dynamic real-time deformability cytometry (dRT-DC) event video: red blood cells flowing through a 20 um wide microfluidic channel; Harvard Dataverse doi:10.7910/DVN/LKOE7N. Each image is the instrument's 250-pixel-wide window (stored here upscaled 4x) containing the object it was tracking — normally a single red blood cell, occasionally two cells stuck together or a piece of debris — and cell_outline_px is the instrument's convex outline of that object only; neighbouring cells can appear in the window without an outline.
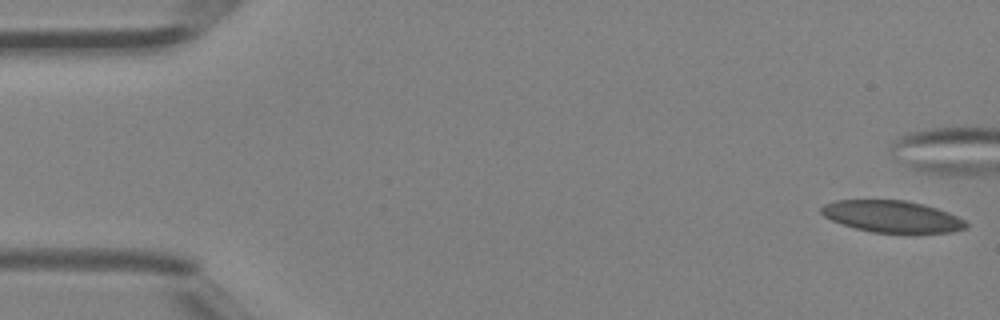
{"species": "Egyptian fruit bat (a non-hibernating species)", "species_latin": "Rousettus aegyptiacus", "temperature_condition": "room temperature", "stored_images_in_passage": 7, "camera_frame_rate_fps": 3000, "um_per_image_px": 0.085, "animal": {"sex": "female"}, "frame": {"image": 1, "passage_image": 1, "time_ms": 0.0, "image_size_px": [1000, 320], "cell_outline_px": [[968, 228], [952, 232], [872, 232], [856, 228], [832, 220], [824, 216], [820, 212], [820, 208], [824, 204], [836, 200], [904, 200], [924, 204], [948, 212], [964, 220], [968, 224]], "centroid_in_image_um": [75.83, 18.39], "position_along_channel_um": 9.2, "area_um2": 26.53}}